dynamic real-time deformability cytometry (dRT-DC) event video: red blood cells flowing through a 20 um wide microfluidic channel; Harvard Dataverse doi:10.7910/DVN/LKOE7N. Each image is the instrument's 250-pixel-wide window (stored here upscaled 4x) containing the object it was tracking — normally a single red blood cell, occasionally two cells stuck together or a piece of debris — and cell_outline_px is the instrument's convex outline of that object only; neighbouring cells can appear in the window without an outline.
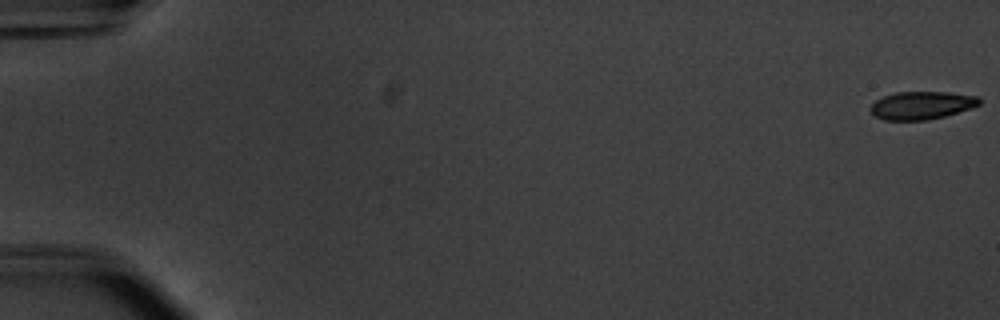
{"species": "common noctule bat (a hibernating species)", "species_latin": "Nyctalus noctula", "temperature_condition": "warm", "stored_images_in_passage": 55, "camera_frame_rate_fps": 3000, "um_per_image_px": 0.085, "animal": {"sex": "male", "body_mass_g": 20.1, "forearm_length_mm": 53.5}, "frame": {"image": 1, "passage_image": 1, "time_ms": 0.0, "image_size_px": [1000, 320], "cell_outline_px": [[980, 104], [944, 116], [928, 120], [884, 120], [876, 116], [868, 108], [876, 100], [884, 96], [896, 92], [948, 92], [976, 96], [980, 100]], "centroid_in_image_um": [78.29, 8.95], "position_along_channel_um": 6.7, "area_um2": 17.46}}
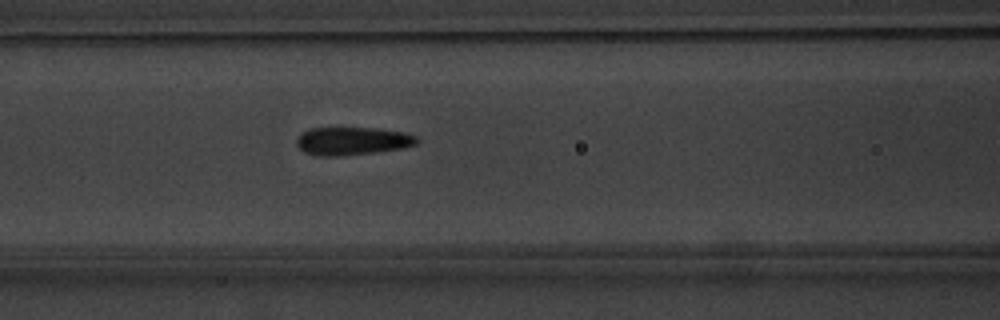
{"frame": {"image": 2, "passage_image": 25, "time_ms": 8.0, "image_size_px": [1000, 320], "cell_outline_px": [[420, 140], [416, 144], [404, 148], [376, 152], [340, 156], [316, 156], [304, 152], [296, 144], [296, 136], [308, 128], [376, 128], [404, 132], [416, 136]], "centroid_in_image_um": [29.93, 11.99], "position_along_channel_um": 136.7, "area_um2": 19.88}}
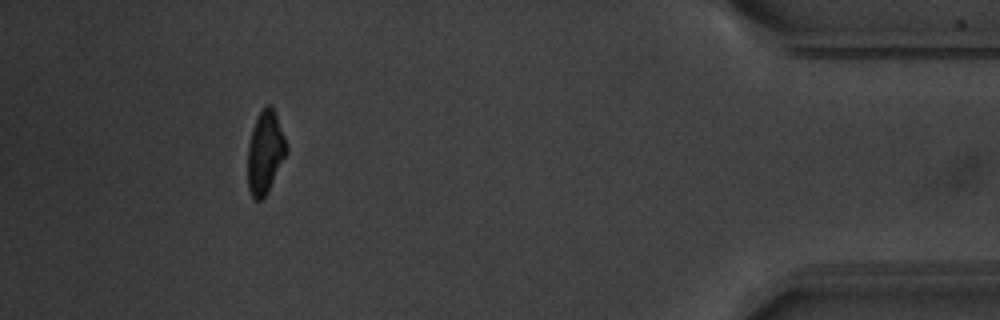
{"frame": {"image": 3, "passage_image": 51, "time_ms": 16.667, "image_size_px": [1000, 320], "cell_outline_px": [[288, 152], [268, 192], [260, 200], [256, 200], [252, 196], [248, 188], [248, 144], [252, 128], [264, 104], [272, 104], [284, 136], [288, 148]], "centroid_in_image_um": [22.55, 12.93], "position_along_channel_um": 412.7, "area_um2": 18.73}, "authors_computed_cell_mechanics": {"area_um2": 19.4786, "velocity_mm_per_s": 3.7865, "shape_relaxation_time_tau1_ms": 4.8202, "shape_relaxation_time_tau2_ms": 1.585, "deformation_change_tau1": 0.1489, "deformation_change_tau2": 0.0596}}